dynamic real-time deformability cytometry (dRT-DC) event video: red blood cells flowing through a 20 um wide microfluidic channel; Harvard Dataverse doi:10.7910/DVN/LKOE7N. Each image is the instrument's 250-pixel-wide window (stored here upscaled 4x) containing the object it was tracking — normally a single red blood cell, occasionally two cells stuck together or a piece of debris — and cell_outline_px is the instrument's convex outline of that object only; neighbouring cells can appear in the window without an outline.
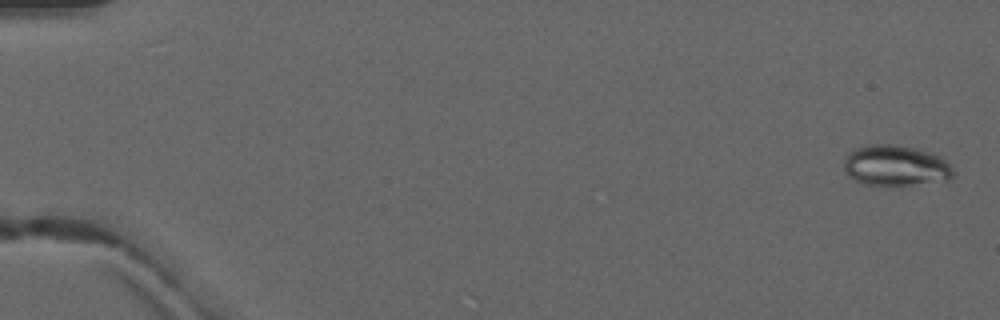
{"species": "common noctule bat (a hibernating species)", "species_latin": "Nyctalus noctula", "temperature_condition": "warm", "stored_images_in_passage": 4, "camera_frame_rate_fps": 3000, "um_per_image_px": 0.085, "animal": {"sex": "male", "forearm_length_mm": 52.5}, "frame": {"image": 1, "passage_image": 1, "time_ms": 0.0, "image_size_px": [1000, 320], "cell_outline_px": [[952, 180], [892, 188], [884, 188], [864, 184], [848, 176], [844, 168], [844, 156], [852, 148], [868, 144], [896, 144], [916, 148], [940, 156], [952, 168]], "centroid_in_image_um": [76.09, 14.11], "position_along_channel_um": 8.9, "area_um2": 26.99}}